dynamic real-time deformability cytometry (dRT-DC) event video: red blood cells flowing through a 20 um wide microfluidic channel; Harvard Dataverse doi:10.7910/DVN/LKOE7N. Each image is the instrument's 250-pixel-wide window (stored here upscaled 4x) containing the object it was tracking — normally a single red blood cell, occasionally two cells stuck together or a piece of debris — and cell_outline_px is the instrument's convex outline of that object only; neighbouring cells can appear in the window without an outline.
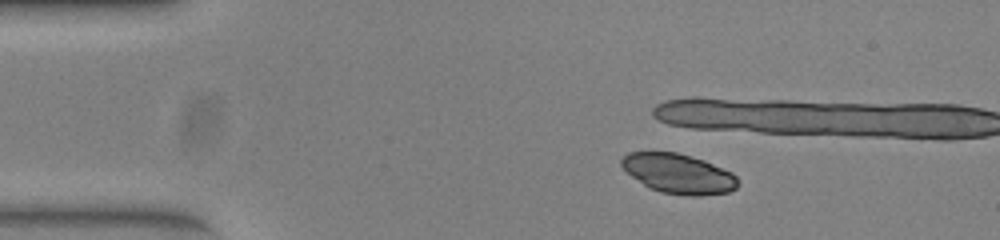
{"species": "common noctule bat (a hibernating species)", "species_latin": "Nyctalus noctula", "temperature_condition": "warm", "stored_images_in_passage": 4, "camera_frame_rate_fps": 3000, "um_per_image_px": 0.085, "animal": {"sex": "female", "body_mass_g": 23.0, "forearm_length_mm": 53.4}, "frame": {"image": 1, "passage_image": 1, "time_ms": 0.0, "image_size_px": [1000, 240], "cell_outline_px": [[736, 188], [728, 192], [700, 196], [692, 196], [660, 192], [644, 184], [632, 176], [620, 164], [620, 160], [628, 152], [676, 152], [704, 160], [732, 172], [736, 176]], "centroid_in_image_um": [57.67, 14.75], "position_along_channel_um": 27.3, "area_um2": 26.59}}